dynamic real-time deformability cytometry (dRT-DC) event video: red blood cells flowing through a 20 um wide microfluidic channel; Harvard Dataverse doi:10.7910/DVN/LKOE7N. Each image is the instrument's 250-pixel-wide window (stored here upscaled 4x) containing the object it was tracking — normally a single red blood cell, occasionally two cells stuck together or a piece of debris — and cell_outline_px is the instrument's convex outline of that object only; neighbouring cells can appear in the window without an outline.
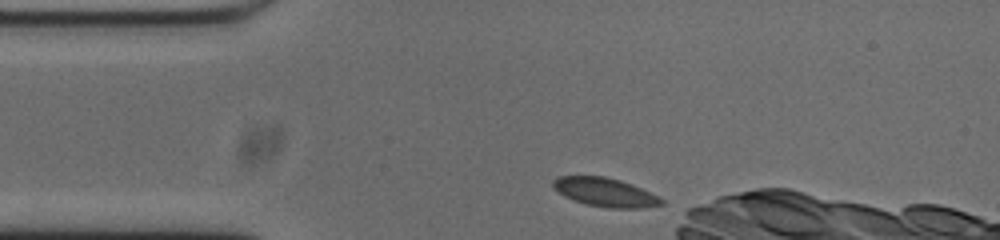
{"species": "common noctule bat (a hibernating species)", "species_latin": "Nyctalus noctula", "temperature_condition": "cold", "stored_images_in_passage": 44, "camera_frame_rate_fps": 3000, "um_per_image_px": 0.085, "animal": {"sex": "male", "body_mass_g": 20.0, "forearm_length_mm": 53.3}, "frame": {"image": 1, "passage_image": 1, "time_ms": 0.0, "image_size_px": [1000, 240], "cell_outline_px": [[664, 204], [640, 208], [608, 208], [588, 204], [564, 196], [552, 188], [552, 180], [560, 176], [604, 176], [620, 180], [632, 184], [664, 200]], "centroid_in_image_um": [51.4, 16.33], "position_along_channel_um": 33.6, "area_um2": 17.92}}
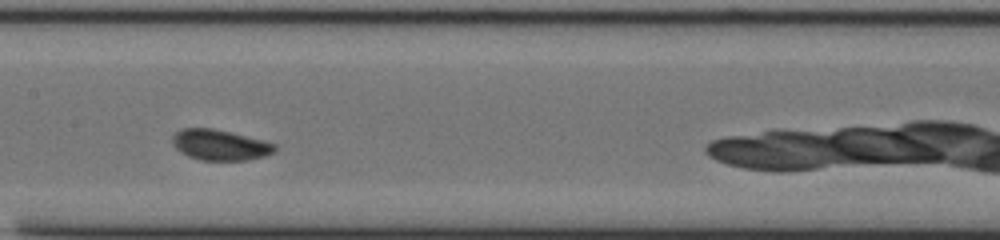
{"frame": {"image": 2, "passage_image": 16, "time_ms": 5.0, "image_size_px": [1000, 240], "cell_outline_px": [[276, 148], [272, 152], [264, 156], [248, 160], [200, 160], [188, 156], [180, 152], [172, 144], [172, 136], [180, 128], [212, 128], [264, 140], [276, 144]], "centroid_in_image_um": [18.66, 12.32], "position_along_channel_um": 188.7, "area_um2": 18.26}}
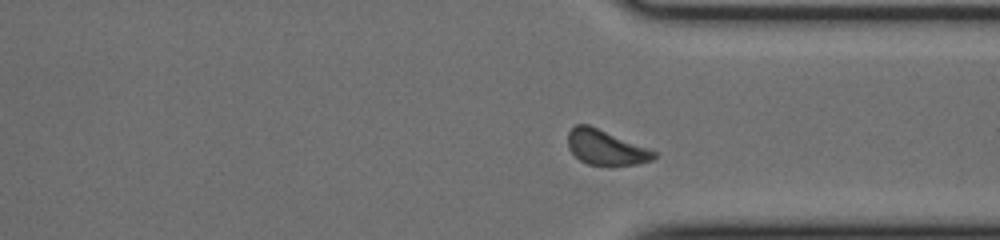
{"frame": {"image": 3, "passage_image": 30, "time_ms": 9.667, "image_size_px": [1000, 240], "cell_outline_px": [[656, 156], [652, 160], [636, 164], [588, 164], [580, 160], [568, 148], [568, 132], [576, 124], [588, 124], [648, 148], [656, 152]], "centroid_in_image_um": [51.46, 12.51], "position_along_channel_um": 359.9, "area_um2": 17.11}, "authors_computed_cell_mechanics": {"area_um2": 17.8313, "velocity_mm_per_s": 3.6747, "shape_relaxation_time_tau1_ms": 4.1436, "shape_relaxation_time_tau2_ms": null, "deformation_change_tau1": 0.1264, "deformation_change_tau2": null}}